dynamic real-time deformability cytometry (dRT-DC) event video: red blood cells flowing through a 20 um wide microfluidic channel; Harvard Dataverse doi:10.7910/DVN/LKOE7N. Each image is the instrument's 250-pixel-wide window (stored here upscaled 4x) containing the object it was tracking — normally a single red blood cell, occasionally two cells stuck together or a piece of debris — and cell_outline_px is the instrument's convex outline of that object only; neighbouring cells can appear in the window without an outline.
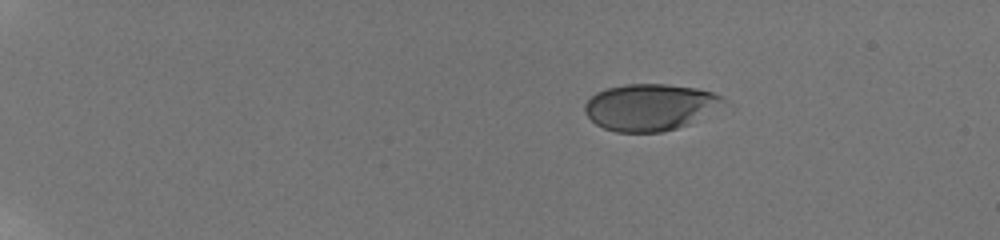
{"species": "human", "species_latin": "Homo sapiens", "temperature_condition": "room temperature", "stored_images_in_passage": 17, "camera_frame_rate_fps": 3000, "um_per_image_px": 0.085, "donor": {"sex": "male"}, "frame": {"image": 1, "passage_image": 1, "time_ms": 0.0, "image_size_px": [1000, 240], "cell_outline_px": [[736, 108], [676, 128], [660, 132], [616, 132], [604, 128], [596, 124], [584, 112], [584, 104], [596, 92], [604, 88], [624, 84], [668, 84], [696, 88], [712, 92], [728, 100]], "centroid_in_image_um": [55.45, 9.11], "position_along_channel_um": 29.5, "area_um2": 39.19}}
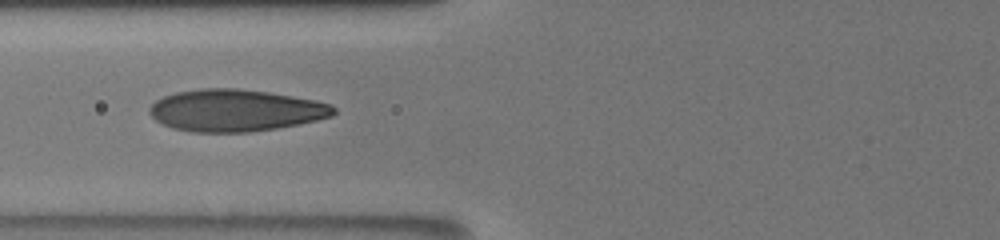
{"frame": {"image": 2, "passage_image": 11, "time_ms": 5.333, "image_size_px": [1000, 240], "cell_outline_px": [[336, 112], [332, 116], [316, 120], [276, 128], [248, 132], [192, 132], [172, 128], [156, 120], [148, 112], [148, 108], [156, 100], [164, 96], [176, 92], [200, 88], [236, 88], [268, 92], [316, 100], [328, 104], [336, 108]], "centroid_in_image_um": [19.99, 9.38], "position_along_channel_um": 105.8, "area_um2": 44.91}}
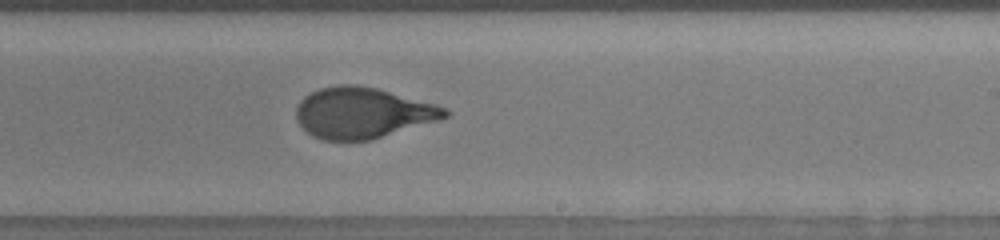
{"frame": {"image": 3, "passage_image": 17, "time_ms": 9.333, "image_size_px": [1000, 240], "cell_outline_px": [[448, 116], [440, 120], [372, 140], [324, 140], [308, 132], [296, 120], [296, 108], [300, 100], [304, 96], [320, 88], [340, 84], [352, 84], [376, 88], [436, 104], [448, 108]], "centroid_in_image_um": [30.84, 9.59], "position_along_channel_um": 258.2, "area_um2": 43.99}}